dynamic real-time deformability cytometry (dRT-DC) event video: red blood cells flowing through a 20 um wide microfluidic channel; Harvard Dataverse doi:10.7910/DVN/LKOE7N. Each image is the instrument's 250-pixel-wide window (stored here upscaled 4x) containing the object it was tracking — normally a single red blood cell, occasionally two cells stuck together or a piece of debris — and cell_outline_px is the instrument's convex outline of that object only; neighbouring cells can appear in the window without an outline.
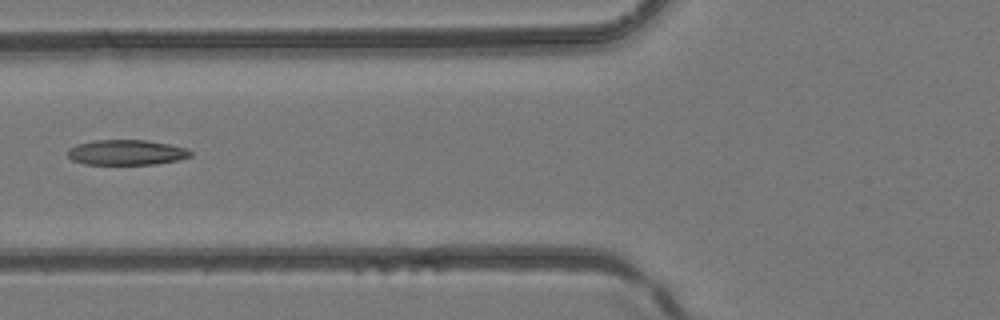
{"species": "common noctule bat (a hibernating species)", "species_latin": "Nyctalus noctula", "temperature_condition": "room temperature", "stored_images_in_passage": 3, "camera_frame_rate_fps": 3000, "um_per_image_px": 0.085, "animal": {"sex": "female", "body_mass_g": 24.6, "forearm_length_mm": 56.2}, "frame": {"image": 1, "passage_image": 3, "time_ms": 0.667, "image_size_px": [1000, 320], "cell_outline_px": [[192, 156], [176, 160], [156, 164], [84, 164], [72, 160], [68, 156], [68, 148], [76, 144], [96, 140], [144, 140], [168, 144], [184, 148], [192, 152]], "centroid_in_image_um": [10.71, 12.96], "position_along_channel_um": 115.1, "area_um2": 17.92}}